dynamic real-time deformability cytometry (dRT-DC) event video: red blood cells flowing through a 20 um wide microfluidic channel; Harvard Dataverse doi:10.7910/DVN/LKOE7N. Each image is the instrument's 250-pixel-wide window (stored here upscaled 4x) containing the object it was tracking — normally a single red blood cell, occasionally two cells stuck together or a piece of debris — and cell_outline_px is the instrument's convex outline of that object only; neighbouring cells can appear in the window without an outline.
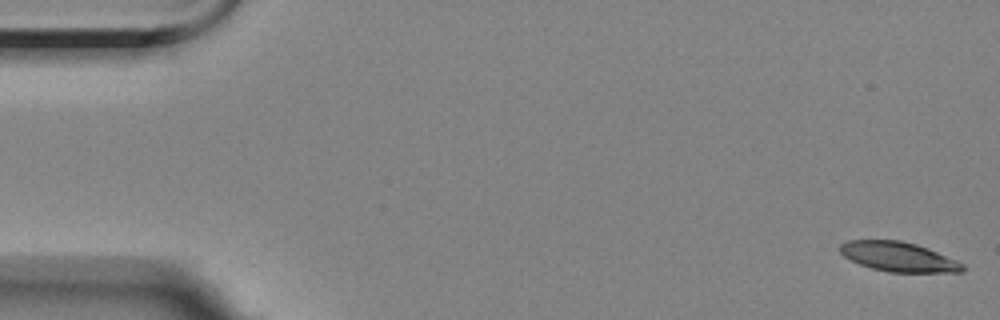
{"species": "Egyptian fruit bat (a non-hibernating species)", "species_latin": "Rousettus aegyptiacus", "temperature_condition": "room temperature", "stored_images_in_passage": 7, "camera_frame_rate_fps": 3000, "um_per_image_px": 0.085, "animal": {"sex": "female"}, "frame": {"image": 1, "passage_image": 1, "time_ms": 0.0, "image_size_px": [1000, 320], "cell_outline_px": [[964, 272], [888, 272], [872, 268], [860, 264], [844, 256], [840, 252], [840, 244], [848, 240], [900, 240], [916, 244], [928, 248], [956, 260], [964, 264]], "centroid_in_image_um": [76.38, 21.82], "position_along_channel_um": 8.6, "area_um2": 21.04}}
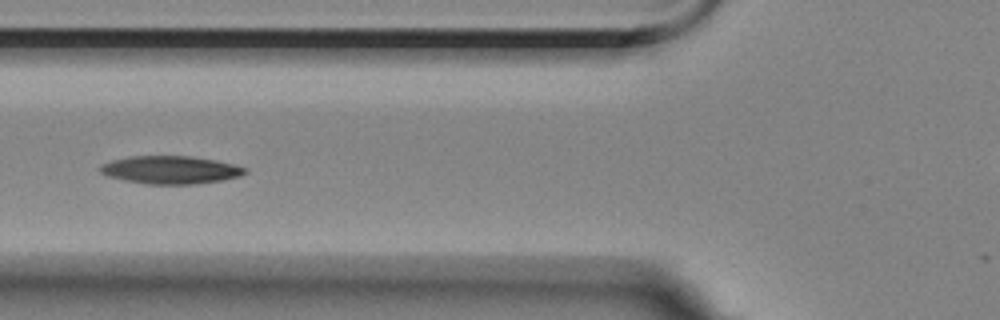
{"frame": {"image": 2, "passage_image": 6, "time_ms": 6.667, "image_size_px": [1000, 320], "cell_outline_px": [[248, 172], [240, 176], [224, 180], [192, 184], [144, 184], [124, 180], [108, 176], [100, 172], [100, 164], [112, 160], [128, 156], [188, 156], [216, 160], [248, 168]], "centroid_in_image_um": [14.49, 14.44], "position_along_channel_um": 111.3, "area_um2": 23.64}}
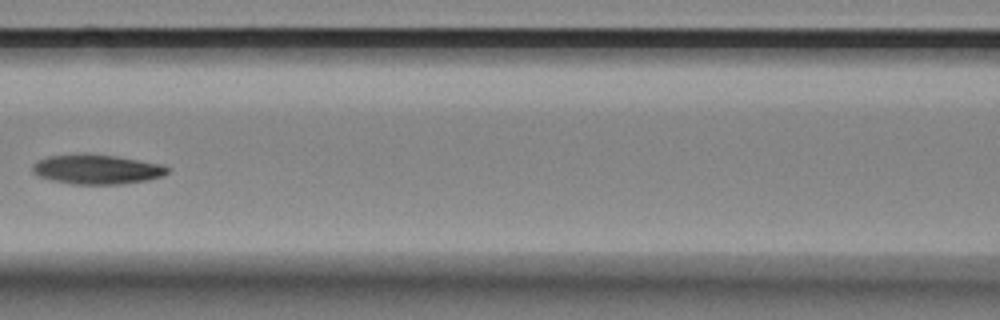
{"frame": {"image": 3, "passage_image": 7, "time_ms": 8.0, "image_size_px": [1000, 320], "cell_outline_px": [[168, 172], [164, 176], [148, 180], [124, 184], [72, 184], [48, 180], [36, 176], [32, 172], [32, 164], [48, 156], [84, 152], [116, 156], [164, 164], [168, 168]], "centroid_in_image_um": [8.21, 14.38], "position_along_channel_um": 158.4, "area_um2": 23.87}}